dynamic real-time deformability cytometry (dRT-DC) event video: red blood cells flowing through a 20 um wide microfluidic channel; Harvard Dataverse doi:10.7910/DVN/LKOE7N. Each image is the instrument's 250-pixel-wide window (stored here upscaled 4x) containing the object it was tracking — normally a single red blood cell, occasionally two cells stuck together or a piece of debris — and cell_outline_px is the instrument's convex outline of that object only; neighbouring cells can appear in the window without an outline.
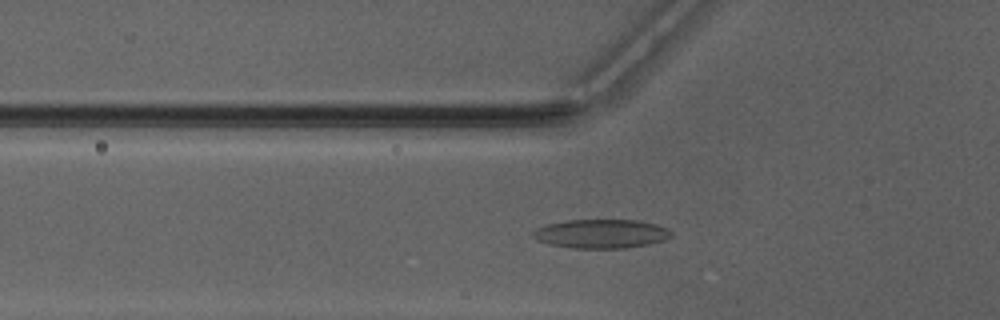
{"species": "Egyptian fruit bat (a non-hibernating species)", "species_latin": "Rousettus aegyptiacus", "temperature_condition": "warm", "stored_images_in_passage": 41, "camera_frame_rate_fps": 3000, "um_per_image_px": 0.085, "animal": {"sex": "male"}, "frame": {"image": 1, "passage_image": 8, "time_ms": 2.333, "image_size_px": [1000, 320], "cell_outline_px": [[672, 236], [664, 240], [648, 244], [628, 248], [572, 248], [548, 244], [536, 240], [532, 236], [532, 232], [536, 228], [548, 224], [568, 220], [636, 220], [656, 224], [668, 228], [672, 232]], "centroid_in_image_um": [51.1, 19.87], "position_along_channel_um": 74.7, "area_um2": 23.41}}
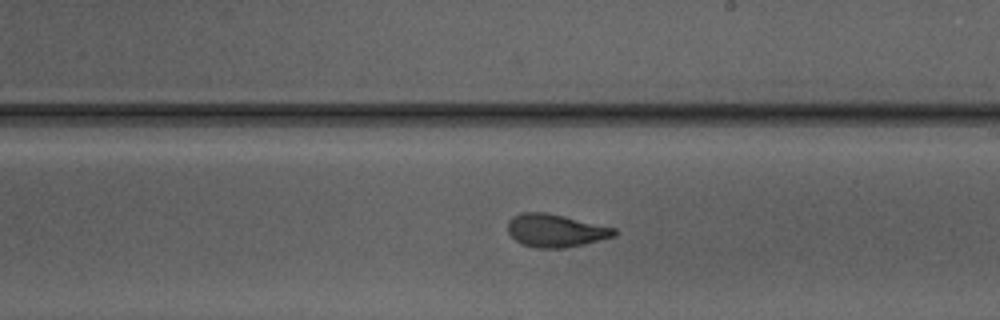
{"frame": {"image": 2, "passage_image": 20, "time_ms": 6.333, "image_size_px": [1000, 320], "cell_outline_px": [[616, 236], [584, 244], [560, 248], [536, 248], [524, 244], [516, 240], [508, 232], [508, 220], [512, 216], [524, 212], [544, 212], [616, 228]], "centroid_in_image_um": [47.21, 19.6], "position_along_channel_um": 241.8, "area_um2": 20.17}}
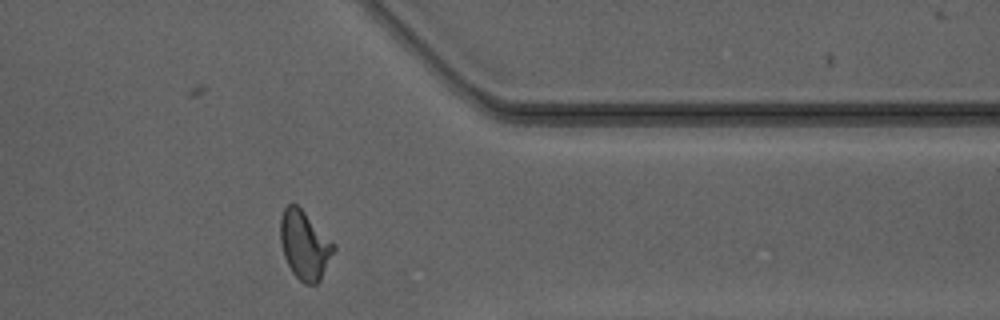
{"frame": {"image": 3, "passage_image": 31, "time_ms": 10.0, "image_size_px": [1000, 320], "cell_outline_px": [[336, 248], [320, 280], [316, 284], [304, 284], [292, 272], [284, 256], [280, 240], [280, 220], [284, 208], [288, 204], [296, 204], [336, 244]], "centroid_in_image_um": [25.9, 20.84], "position_along_channel_um": 385.5, "area_um2": 21.15}, "authors_computed_cell_mechanics": {"area_um2": 20.7502, "velocity_mm_per_s": 4.1653, "shape_relaxation_time_tau1_ms": 3.789, "shape_relaxation_time_tau2_ms": 1.0351, "deformation_change_tau1": 0.1551, "deformation_change_tau2": 0.0777}}